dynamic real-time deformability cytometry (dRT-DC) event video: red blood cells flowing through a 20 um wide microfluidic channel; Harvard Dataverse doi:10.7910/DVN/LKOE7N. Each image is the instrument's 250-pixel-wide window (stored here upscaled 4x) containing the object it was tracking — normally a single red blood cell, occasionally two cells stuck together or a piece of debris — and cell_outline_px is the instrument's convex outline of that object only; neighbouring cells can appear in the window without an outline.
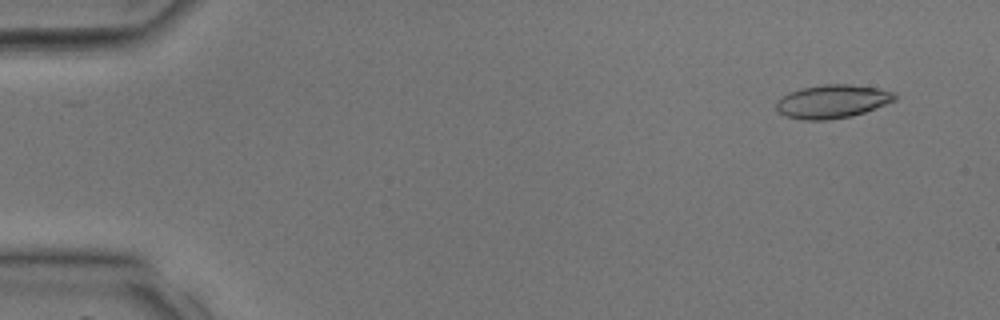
{"species": "common noctule bat (a hibernating species)", "species_latin": "Nyctalus noctula", "temperature_condition": "room temperature", "stored_images_in_passage": 38, "camera_frame_rate_fps": 3000, "um_per_image_px": 0.085, "animal": {"sex": "male", "body_mass_g": 17.9, "forearm_length_mm": 54.2}, "frame": {"image": 1, "passage_image": 3, "time_ms": 0.667, "image_size_px": [1000, 320], "cell_outline_px": [[896, 100], [864, 112], [852, 116], [828, 120], [800, 120], [784, 116], [776, 108], [776, 100], [788, 92], [800, 88], [824, 84], [852, 84], [876, 88], [896, 92]], "centroid_in_image_um": [70.72, 8.62], "position_along_channel_um": 14.3, "area_um2": 23.29}}
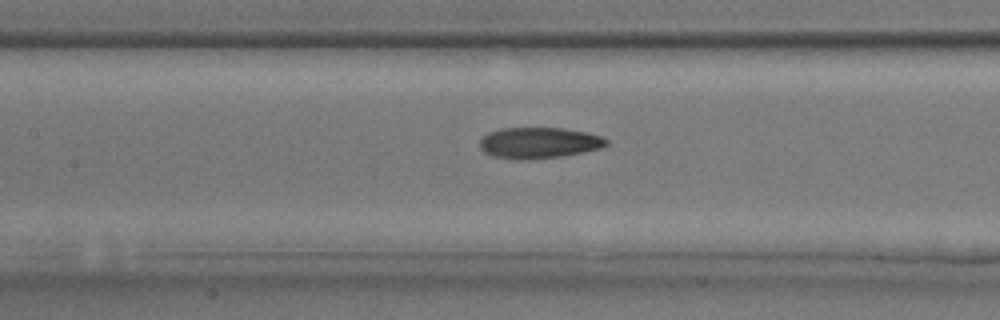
{"frame": {"image": 2, "passage_image": 18, "time_ms": 5.667, "image_size_px": [1000, 320], "cell_outline_px": [[608, 144], [600, 148], [584, 152], [564, 156], [528, 160], [512, 160], [492, 156], [484, 152], [480, 148], [480, 140], [488, 132], [500, 128], [560, 128], [588, 132], [604, 136], [608, 140]], "centroid_in_image_um": [45.81, 12.15], "position_along_channel_um": 161.6, "area_um2": 23.29}}
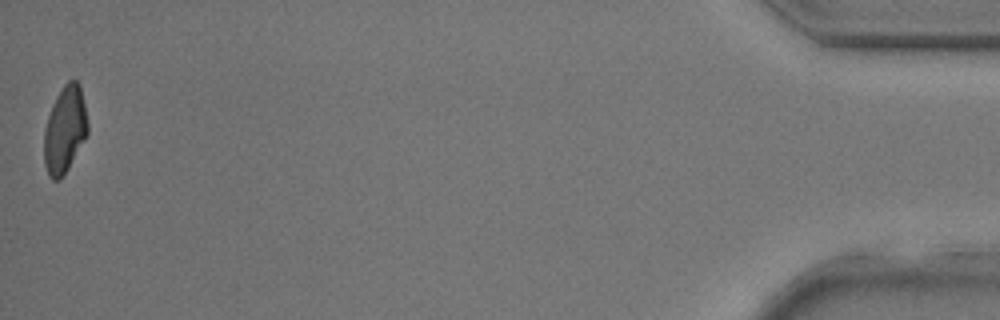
{"frame": {"image": 3, "passage_image": 38, "time_ms": 12.333, "image_size_px": [1000, 320], "cell_outline_px": [[88, 132], [84, 140], [68, 168], [60, 180], [52, 180], [48, 176], [44, 164], [44, 132], [48, 116], [52, 104], [56, 96], [64, 84], [68, 80], [76, 80], [80, 84], [88, 124]], "centroid_in_image_um": [5.5, 11.03], "position_along_channel_um": 429.7, "area_um2": 22.02}}